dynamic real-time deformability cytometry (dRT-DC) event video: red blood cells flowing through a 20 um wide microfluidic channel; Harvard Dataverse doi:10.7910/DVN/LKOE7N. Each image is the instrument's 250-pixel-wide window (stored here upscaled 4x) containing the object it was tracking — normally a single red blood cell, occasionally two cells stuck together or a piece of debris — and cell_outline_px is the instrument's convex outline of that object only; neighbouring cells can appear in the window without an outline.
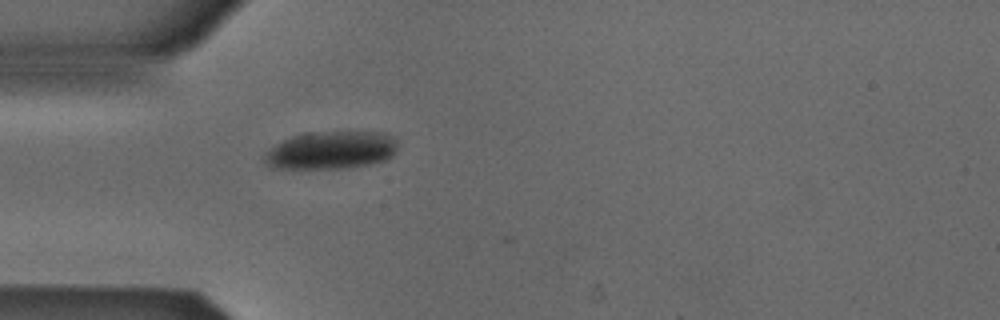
{"species": "Egyptian fruit bat (a non-hibernating species)", "species_latin": "Rousettus aegyptiacus", "temperature_condition": "cold", "stored_images_in_passage": 3, "camera_frame_rate_fps": 3000, "um_per_image_px": 0.085, "animal": {"sex": "male"}, "frame": {"image": 1, "passage_image": 1, "time_ms": 0.0, "image_size_px": [1000, 320], "cell_outline_px": [[396, 148], [392, 156], [388, 160], [348, 168], [272, 168], [264, 160], [264, 152], [268, 148], [280, 140], [292, 136], [308, 132], [380, 132], [392, 136], [396, 140]], "centroid_in_image_um": [28.1, 12.76], "position_along_channel_um": 56.9, "area_um2": 29.54}}